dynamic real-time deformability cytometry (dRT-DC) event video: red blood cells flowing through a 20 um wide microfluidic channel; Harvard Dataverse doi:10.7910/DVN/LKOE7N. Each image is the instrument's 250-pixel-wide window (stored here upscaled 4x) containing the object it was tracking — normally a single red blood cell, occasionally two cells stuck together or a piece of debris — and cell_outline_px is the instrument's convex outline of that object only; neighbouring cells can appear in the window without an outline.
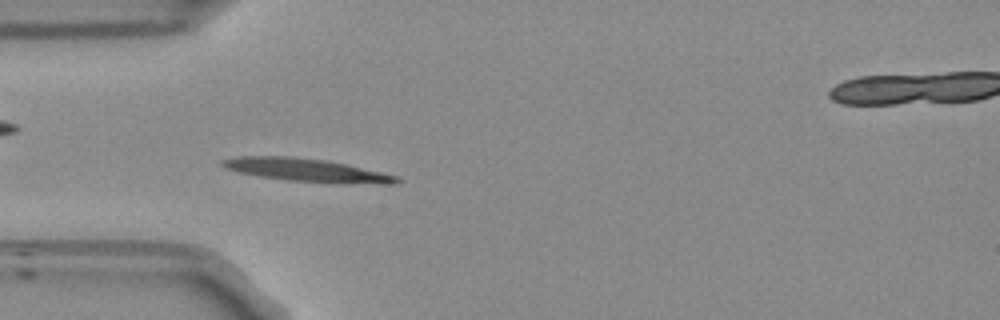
{"species": "Egyptian fruit bat (a non-hibernating species)", "species_latin": "Rousettus aegyptiacus", "temperature_condition": "room temperature", "stored_images_in_passage": 53, "segment_of_instrument_passage": [1, 2], "camera_frame_rate_fps": 3000, "um_per_image_px": 0.085, "frame": {"image": 1, "passage_image": 14, "time_ms": 4.333, "image_size_px": [1000, 320], "cell_outline_px": [[404, 180], [396, 184], [332, 184], [288, 180], [260, 176], [240, 172], [228, 168], [220, 164], [220, 160], [240, 156], [288, 156], [324, 160], [344, 164], [380, 172], [396, 176]], "centroid_in_image_um": [26.13, 14.48], "position_along_channel_um": 58.9, "area_um2": 23.41}}
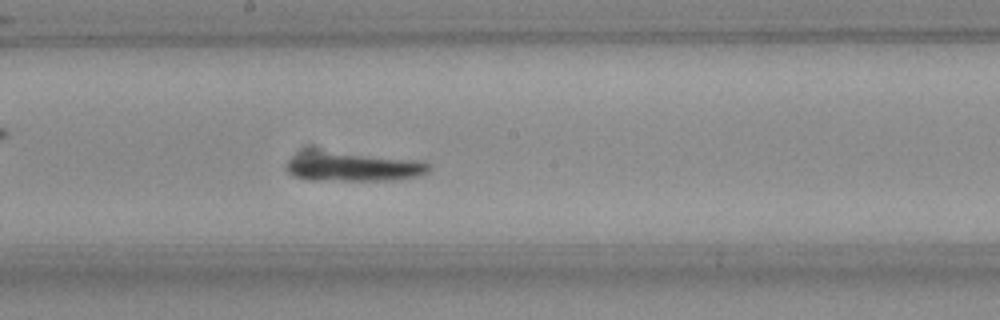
{"frame": {"image": 2, "passage_image": 27, "time_ms": 8.667, "image_size_px": [1000, 320], "cell_outline_px": [[432, 168], [428, 172], [420, 176], [400, 180], [312, 180], [296, 176], [288, 172], [284, 168], [284, 164], [288, 160], [296, 156], [308, 152], [424, 160], [432, 164]], "centroid_in_image_um": [30.14, 14.23], "position_along_channel_um": 218.1, "area_um2": 23.41}}
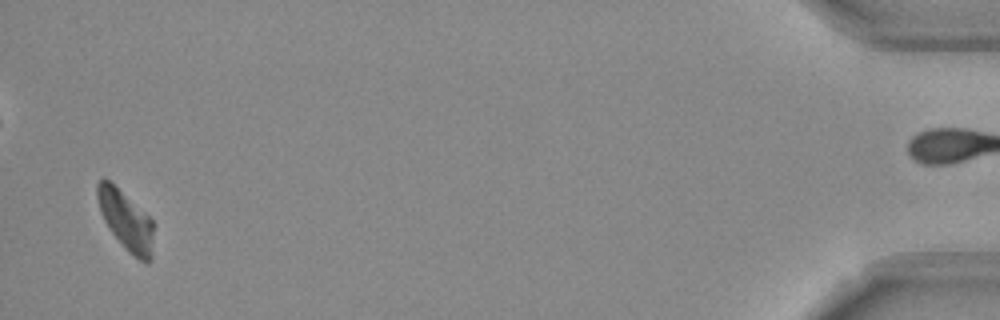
{"frame": {"image": 3, "passage_image": 51, "time_ms": 16.667, "image_size_px": [1000, 320], "cell_outline_px": [[152, 260], [148, 264], [140, 260], [128, 252], [124, 248], [112, 232], [104, 220], [100, 212], [96, 196], [96, 184], [104, 176], [148, 216], [152, 220]], "centroid_in_image_um": [10.67, 18.75], "position_along_channel_um": 424.5, "area_um2": 19.13}}